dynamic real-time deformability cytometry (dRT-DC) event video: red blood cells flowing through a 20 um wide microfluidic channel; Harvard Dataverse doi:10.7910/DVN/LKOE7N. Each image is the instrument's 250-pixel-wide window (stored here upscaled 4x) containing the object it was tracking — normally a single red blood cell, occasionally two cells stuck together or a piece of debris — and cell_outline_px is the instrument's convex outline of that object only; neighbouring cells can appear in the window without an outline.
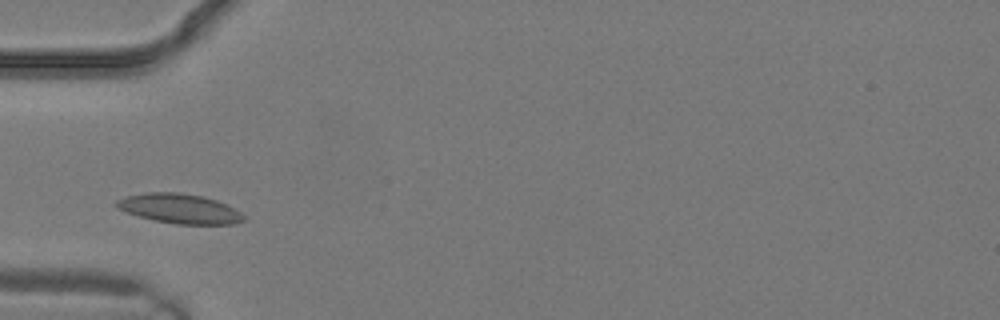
{"species": "common noctule bat (a hibernating species)", "species_latin": "Nyctalus noctula", "temperature_condition": "warm", "stored_images_in_passage": 3, "camera_frame_rate_fps": 3000, "um_per_image_px": 0.085, "animal": {"sex": "male", "body_mass_g": 19.2, "forearm_length_mm": 51.8}, "frame": {"image": 1, "passage_image": 3, "time_ms": 0.667, "image_size_px": [1000, 320], "cell_outline_px": [[244, 220], [232, 224], [176, 224], [152, 220], [116, 208], [112, 204], [116, 200], [124, 196], [144, 192], [180, 192], [204, 196], [216, 200], [240, 212], [244, 216]], "centroid_in_image_um": [15.19, 17.72], "position_along_channel_um": 69.8, "area_um2": 22.02}}